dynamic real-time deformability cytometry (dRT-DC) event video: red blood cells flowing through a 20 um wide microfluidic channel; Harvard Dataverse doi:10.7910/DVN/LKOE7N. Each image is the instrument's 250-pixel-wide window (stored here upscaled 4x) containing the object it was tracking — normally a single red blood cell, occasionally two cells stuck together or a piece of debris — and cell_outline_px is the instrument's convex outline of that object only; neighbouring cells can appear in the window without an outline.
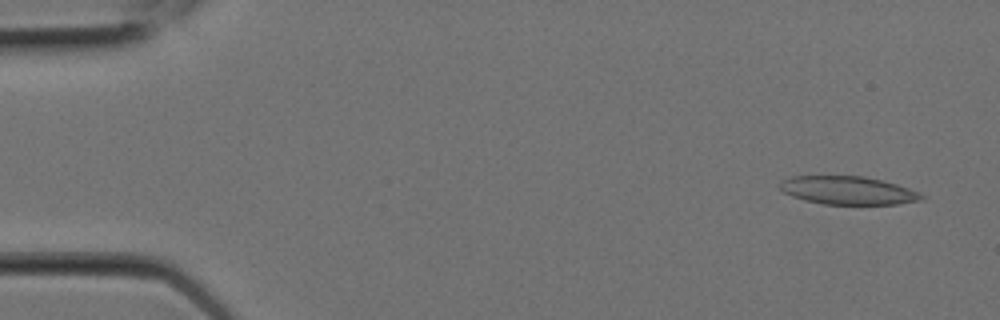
{"species": "Egyptian fruit bat (a non-hibernating species)", "species_latin": "Rousettus aegyptiacus", "temperature_condition": "room temperature", "stored_images_in_passage": 10, "camera_frame_rate_fps": 3000, "um_per_image_px": 0.085, "animal": {"sex": "female"}, "frame": {"image": 1, "passage_image": 1, "time_ms": 0.0, "image_size_px": [1000, 320], "cell_outline_px": [[924, 200], [896, 204], [824, 204], [804, 200], [792, 196], [784, 192], [776, 184], [780, 180], [792, 176], [864, 176], [896, 184], [920, 192], [924, 196]], "centroid_in_image_um": [72.05, 16.18], "position_along_channel_um": 13.0, "area_um2": 23.35}}
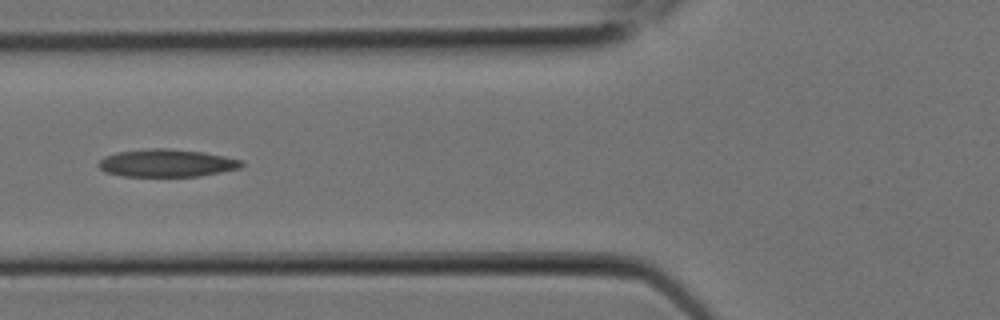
{"frame": {"image": 2, "passage_image": 7, "time_ms": 2.0, "image_size_px": [1000, 320], "cell_outline_px": [[244, 164], [240, 168], [200, 176], [124, 176], [104, 172], [96, 164], [104, 156], [120, 152], [152, 148], [168, 148], [204, 152], [244, 160]], "centroid_in_image_um": [14.18, 13.86], "position_along_channel_um": 111.6, "area_um2": 23.06}}
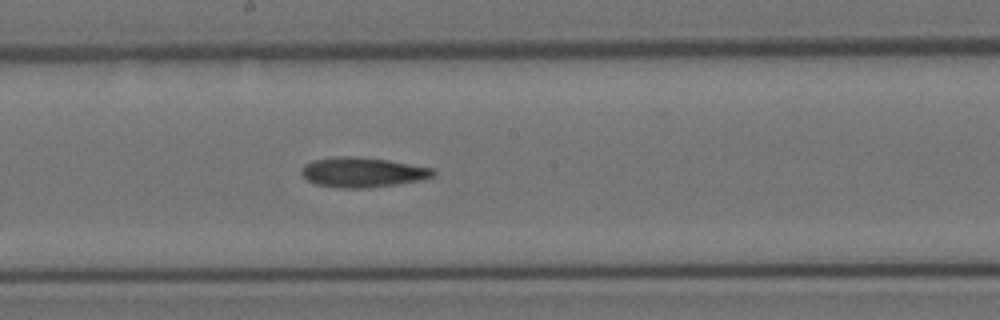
{"frame": {"image": 3, "passage_image": 10, "time_ms": 3.0, "image_size_px": [1000, 320], "cell_outline_px": [[436, 172], [432, 176], [420, 180], [396, 184], [364, 188], [348, 188], [316, 184], [308, 180], [300, 172], [300, 168], [304, 164], [312, 160], [336, 156], [356, 156], [388, 160], [432, 168]], "centroid_in_image_um": [30.77, 14.63], "position_along_channel_um": 217.4, "area_um2": 22.77}}